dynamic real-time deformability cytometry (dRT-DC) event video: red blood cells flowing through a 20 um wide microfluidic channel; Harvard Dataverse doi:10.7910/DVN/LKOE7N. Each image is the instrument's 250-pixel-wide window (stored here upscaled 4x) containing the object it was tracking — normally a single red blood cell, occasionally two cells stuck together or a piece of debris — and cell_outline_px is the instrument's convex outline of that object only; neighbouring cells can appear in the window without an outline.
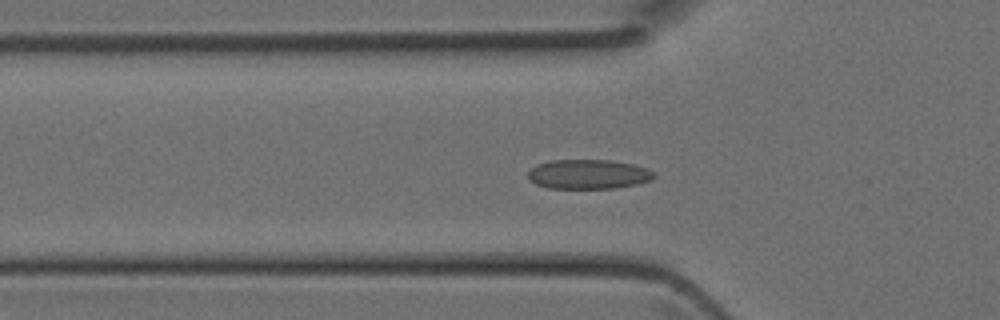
{"species": "Egyptian fruit bat (a non-hibernating species)", "species_latin": "Rousettus aegyptiacus", "temperature_condition": "room temperature", "stored_images_in_passage": 35, "camera_frame_rate_fps": 3000, "um_per_image_px": 0.085, "animal": {"sex": "female"}, "frame": {"image": 1, "passage_image": 6, "time_ms": 1.667, "image_size_px": [1000, 320], "cell_outline_px": [[656, 176], [652, 180], [636, 184], [616, 188], [548, 188], [536, 184], [528, 180], [528, 172], [536, 164], [552, 160], [612, 160], [632, 164], [648, 168], [656, 172]], "centroid_in_image_um": [50.03, 14.81], "position_along_channel_um": 75.8, "area_um2": 21.85}}
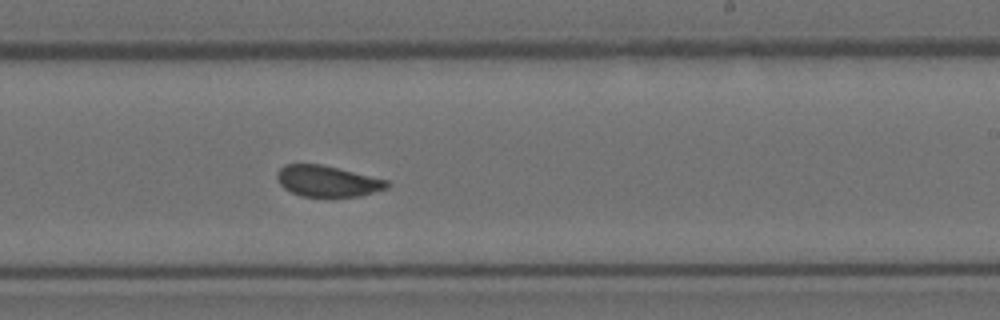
{"frame": {"image": 2, "passage_image": 18, "time_ms": 5.667, "image_size_px": [1000, 320], "cell_outline_px": [[392, 184], [388, 188], [360, 196], [300, 196], [284, 188], [280, 184], [276, 176], [276, 172], [284, 164], [320, 164], [388, 180]], "centroid_in_image_um": [27.83, 15.39], "position_along_channel_um": 261.2, "area_um2": 19.83}}
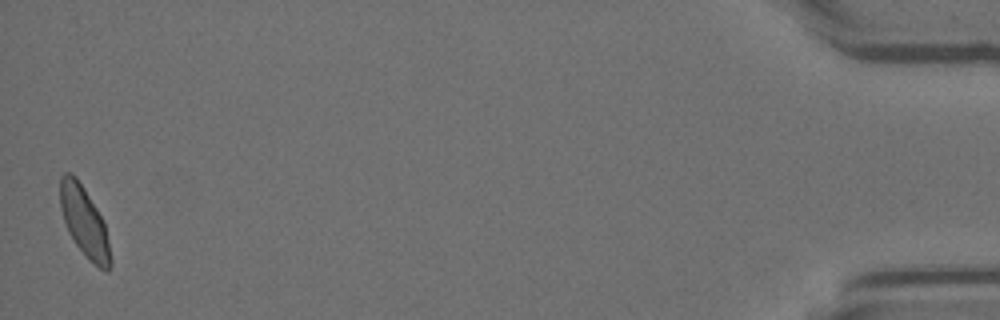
{"frame": {"image": 3, "passage_image": 35, "time_ms": 11.333, "image_size_px": [1000, 320], "cell_outline_px": [[112, 264], [108, 272], [104, 272], [76, 244], [68, 232], [60, 208], [60, 176], [64, 172], [72, 172], [76, 176], [84, 188], [104, 220], [112, 260]], "centroid_in_image_um": [7.17, 18.81], "position_along_channel_um": 428.0, "area_um2": 20.4}}